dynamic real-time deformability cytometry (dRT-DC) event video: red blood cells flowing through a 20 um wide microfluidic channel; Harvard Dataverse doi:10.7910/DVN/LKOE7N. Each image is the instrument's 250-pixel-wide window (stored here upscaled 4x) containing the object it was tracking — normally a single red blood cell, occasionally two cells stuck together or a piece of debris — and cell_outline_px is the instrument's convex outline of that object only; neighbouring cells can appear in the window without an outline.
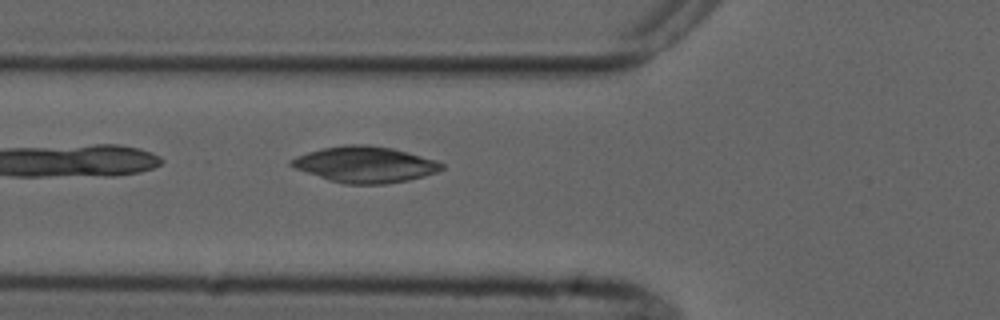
{"species": "common noctule bat (a hibernating species)", "species_latin": "Nyctalus noctula", "temperature_condition": "cold", "stored_images_in_passage": 6, "camera_frame_rate_fps": 3000, "um_per_image_px": 0.085, "animal": {"sex": "male", "forearm_length_mm": 52.5}, "frame": {"image": 1, "passage_image": 6, "time_ms": 5.667, "image_size_px": [1000, 320], "cell_outline_px": [[444, 168], [440, 172], [408, 180], [384, 184], [344, 184], [328, 180], [296, 168], [288, 164], [288, 160], [296, 156], [308, 152], [324, 148], [344, 144], [368, 144], [392, 148], [436, 160], [444, 164]], "centroid_in_image_um": [31.04, 13.98], "position_along_channel_um": 94.8, "area_um2": 31.67}}